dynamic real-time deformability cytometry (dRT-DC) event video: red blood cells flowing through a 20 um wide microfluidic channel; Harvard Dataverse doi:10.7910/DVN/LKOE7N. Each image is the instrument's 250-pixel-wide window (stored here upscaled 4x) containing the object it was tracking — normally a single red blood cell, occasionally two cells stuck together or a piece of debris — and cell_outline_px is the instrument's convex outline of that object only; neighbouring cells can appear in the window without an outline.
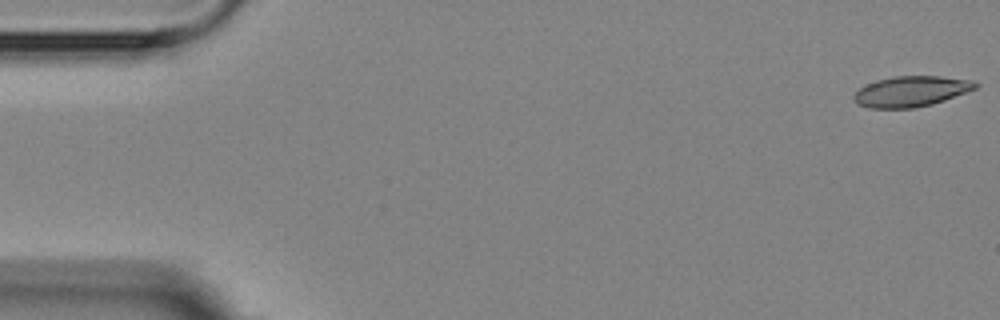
{"species": "Egyptian fruit bat (a non-hibernating species)", "species_latin": "Rousettus aegyptiacus", "temperature_condition": "room temperature", "stored_images_in_passage": 5, "camera_frame_rate_fps": 3000, "um_per_image_px": 0.085, "animal": {"sex": "female"}, "frame": {"image": 1, "passage_image": 1, "time_ms": 0.0, "image_size_px": [1000, 320], "cell_outline_px": [[980, 84], [976, 88], [944, 100], [932, 104], [912, 108], [868, 108], [856, 104], [852, 100], [852, 96], [860, 88], [876, 80], [896, 76], [940, 76], [972, 80]], "centroid_in_image_um": [77.41, 7.77], "position_along_channel_um": 7.6, "area_um2": 21.62}}
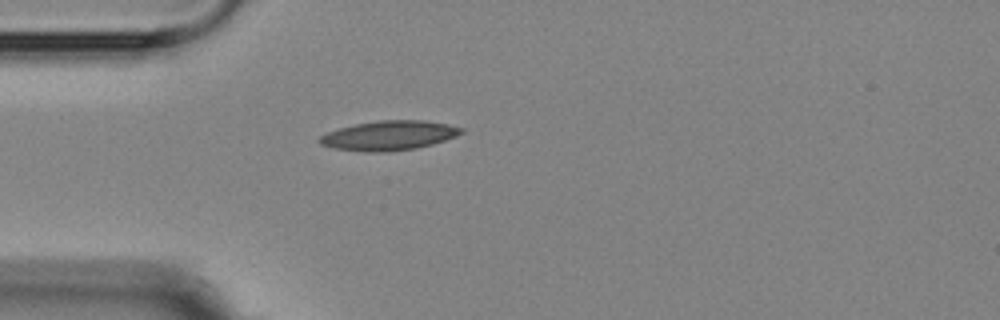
{"frame": {"image": 2, "passage_image": 5, "time_ms": 4.667, "image_size_px": [1000, 320], "cell_outline_px": [[464, 132], [456, 136], [432, 144], [416, 148], [388, 152], [368, 152], [332, 148], [320, 144], [316, 140], [320, 136], [328, 132], [340, 128], [356, 124], [376, 120], [424, 120], [448, 124], [464, 128]], "centroid_in_image_um": [33.06, 11.52], "position_along_channel_um": 51.9, "area_um2": 24.45}}